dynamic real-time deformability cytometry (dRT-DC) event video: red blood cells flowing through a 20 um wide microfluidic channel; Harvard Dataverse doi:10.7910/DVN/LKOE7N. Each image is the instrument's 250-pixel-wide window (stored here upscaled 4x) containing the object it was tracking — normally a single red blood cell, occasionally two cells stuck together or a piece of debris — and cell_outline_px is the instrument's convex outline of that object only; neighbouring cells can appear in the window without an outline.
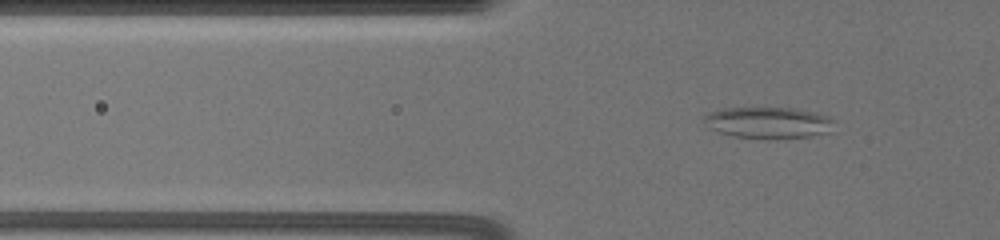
{"species": "common noctule bat (a hibernating species)", "species_latin": "Nyctalus noctula", "temperature_condition": "warm", "stored_images_in_passage": 62, "camera_frame_rate_fps": 3000, "um_per_image_px": 0.085, "animal": {"sex": "female", "body_mass_g": 19.5, "forearm_length_mm": 54.1}, "frame": {"image": 1, "passage_image": 24, "time_ms": 7.333, "image_size_px": [1000, 240], "cell_outline_px": [[832, 132], [812, 136], [768, 140], [732, 136], [708, 128], [704, 120], [704, 116], [708, 112], [720, 108], [792, 108], [812, 112], [828, 116], [832, 120]], "centroid_in_image_um": [65.28, 10.45], "position_along_channel_um": 60.5, "area_um2": 24.1}}
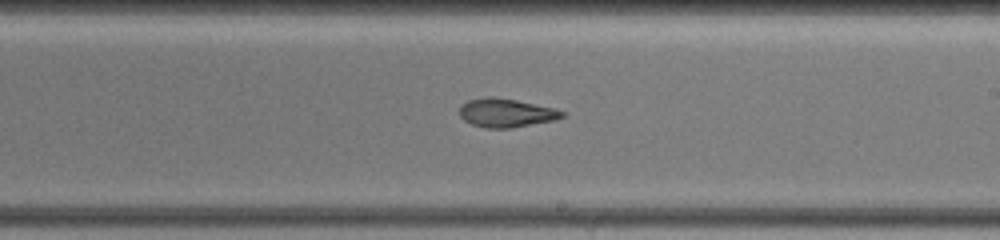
{"frame": {"image": 2, "passage_image": 42, "time_ms": 13.0, "image_size_px": [1000, 240], "cell_outline_px": [[564, 116], [556, 120], [512, 128], [484, 128], [472, 124], [464, 120], [460, 116], [460, 108], [468, 100], [488, 96], [492, 96], [516, 100], [552, 108], [564, 112]], "centroid_in_image_um": [43.01, 9.6], "position_along_channel_um": 246.0, "area_um2": 16.99}}
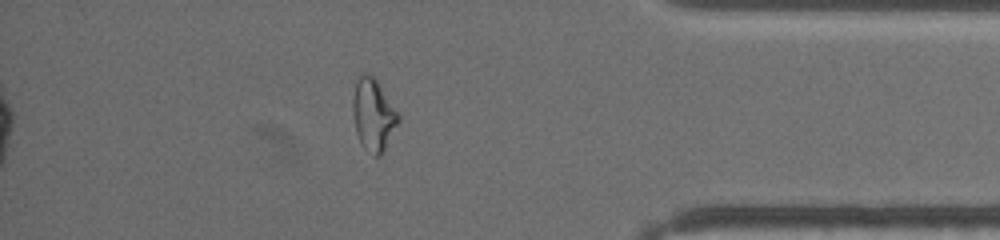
{"frame": {"image": 3, "passage_image": 58, "time_ms": 18.0, "image_size_px": [1000, 240], "cell_outline_px": [[400, 120], [384, 152], [380, 156], [372, 156], [360, 144], [356, 132], [352, 112], [352, 100], [356, 84], [360, 76], [372, 76], [376, 80], [400, 116]], "centroid_in_image_um": [31.73, 9.85], "position_along_channel_um": 403.5, "area_um2": 18.9}, "authors_computed_cell_mechanics": {"area_um2": 20.5768, "velocity_mm_per_s": 3.5737, "shape_relaxation_time_tau1_ms": null, "shape_relaxation_time_tau2_ms": 2.514, "deformation_change_tau1": null, "deformation_change_tau2": 0.0946}}